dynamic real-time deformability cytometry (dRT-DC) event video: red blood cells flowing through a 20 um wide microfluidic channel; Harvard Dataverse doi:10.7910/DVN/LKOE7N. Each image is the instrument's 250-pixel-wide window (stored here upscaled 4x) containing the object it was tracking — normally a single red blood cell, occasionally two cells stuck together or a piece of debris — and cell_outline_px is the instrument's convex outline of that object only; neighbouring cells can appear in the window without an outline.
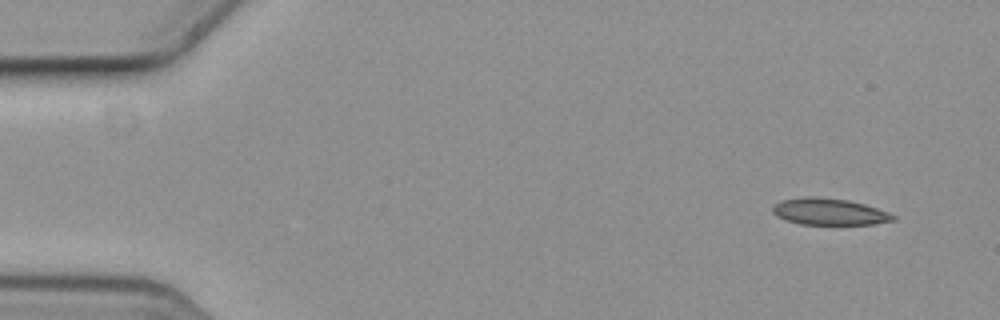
{"species": "common noctule bat (a hibernating species)", "species_latin": "Nyctalus noctula", "temperature_condition": "cold", "stored_images_in_passage": 5, "camera_frame_rate_fps": 3000, "um_per_image_px": 0.085, "animal": {"sex": "female", "body_mass_g": 19.3, "forearm_length_mm": 54.1}, "frame": {"image": 1, "passage_image": 5, "time_ms": 1.333, "image_size_px": [1000, 320], "cell_outline_px": [[896, 220], [876, 224], [800, 224], [784, 220], [776, 216], [772, 212], [772, 204], [780, 200], [808, 196], [812, 196], [848, 200], [864, 204], [888, 212], [896, 216]], "centroid_in_image_um": [70.45, 17.99], "position_along_channel_um": 14.6, "area_um2": 18.84}}